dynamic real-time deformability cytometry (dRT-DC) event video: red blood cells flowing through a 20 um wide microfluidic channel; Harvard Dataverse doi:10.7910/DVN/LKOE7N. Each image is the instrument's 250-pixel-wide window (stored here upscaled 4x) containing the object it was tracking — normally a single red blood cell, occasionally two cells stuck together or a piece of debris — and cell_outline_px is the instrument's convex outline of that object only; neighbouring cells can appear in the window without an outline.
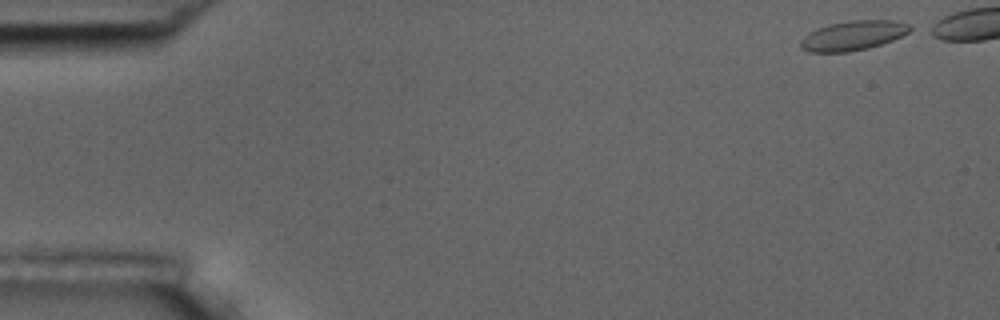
{"species": "common noctule bat (a hibernating species)", "species_latin": "Nyctalus noctula", "temperature_condition": "room temperature", "stored_images_in_passage": 44, "camera_frame_rate_fps": 3000, "um_per_image_px": 0.085, "animal": {"sex": "male", "body_mass_g": 17.5, "forearm_length_mm": 52.3}, "frame": {"image": 1, "passage_image": 1, "time_ms": 0.0, "image_size_px": [1000, 320], "cell_outline_px": [[916, 28], [892, 40], [868, 48], [848, 52], [808, 52], [800, 48], [800, 40], [808, 32], [828, 24], [848, 20], [892, 20], [908, 24]], "centroid_in_image_um": [72.48, 3.01], "position_along_channel_um": 12.5, "area_um2": 18.96}}
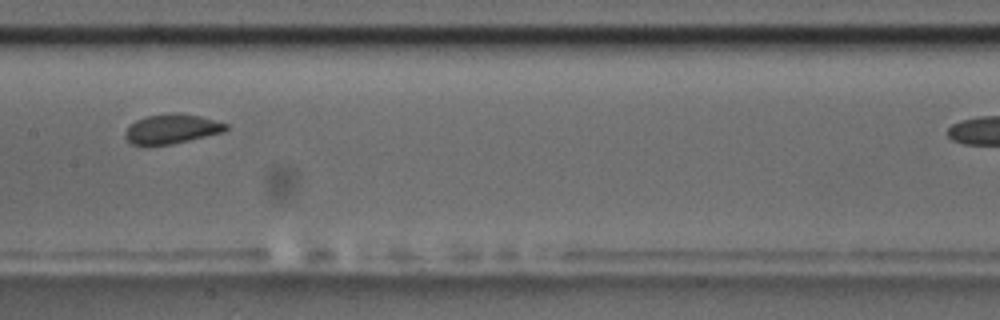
{"frame": {"image": 2, "passage_image": 26, "time_ms": 8.333, "image_size_px": [1000, 320], "cell_outline_px": [[228, 128], [224, 132], [172, 144], [148, 148], [144, 148], [132, 144], [124, 136], [124, 132], [136, 120], [148, 116], [200, 116], [228, 124]], "centroid_in_image_um": [14.55, 11.05], "position_along_channel_um": 192.9, "area_um2": 16.94}}
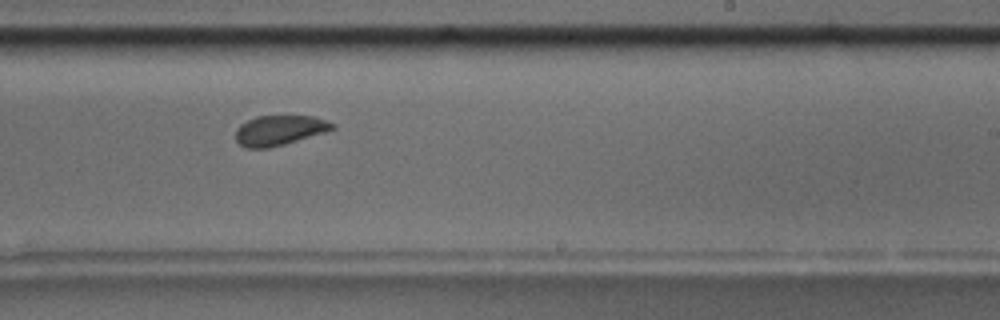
{"frame": {"image": 3, "passage_image": 32, "time_ms": 10.333, "image_size_px": [1000, 320], "cell_outline_px": [[336, 128], [324, 132], [284, 144], [268, 148], [248, 148], [240, 144], [236, 140], [236, 128], [240, 124], [256, 116], [316, 116], [336, 124]], "centroid_in_image_um": [23.75, 11.06], "position_along_channel_um": 265.2, "area_um2": 16.82}}